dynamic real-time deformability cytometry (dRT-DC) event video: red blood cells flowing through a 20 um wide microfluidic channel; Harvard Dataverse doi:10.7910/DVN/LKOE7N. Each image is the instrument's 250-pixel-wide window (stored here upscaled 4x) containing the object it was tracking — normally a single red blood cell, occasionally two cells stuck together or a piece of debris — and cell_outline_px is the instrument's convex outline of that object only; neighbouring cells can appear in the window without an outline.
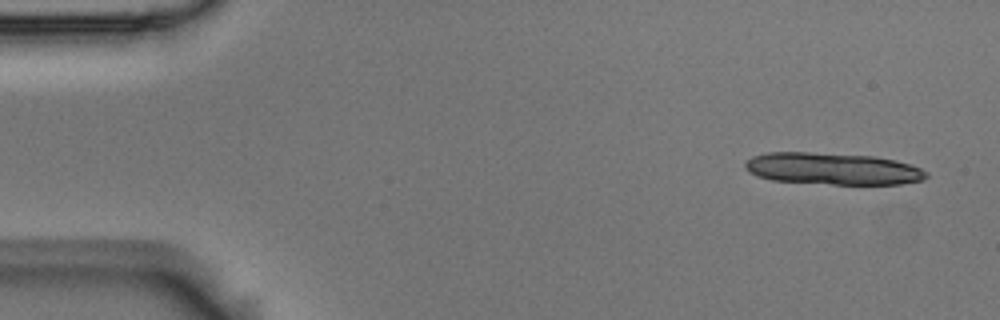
{"species": "Egyptian fruit bat (a non-hibernating species)", "species_latin": "Rousettus aegyptiacus", "temperature_condition": "room temperature", "stored_images_in_passage": 8, "camera_frame_rate_fps": 3000, "um_per_image_px": 0.085, "animal": {"sex": "male"}, "frame": {"image": 1, "passage_image": 1, "time_ms": 0.0, "image_size_px": [1000, 320], "cell_outline_px": [[928, 176], [924, 180], [900, 184], [832, 184], [772, 180], [756, 176], [748, 172], [744, 168], [744, 160], [752, 156], [768, 152], [808, 152], [876, 156], [896, 160], [920, 168], [928, 172]], "centroid_in_image_um": [70.74, 14.34], "position_along_channel_um": 14.3, "area_um2": 33.93}}
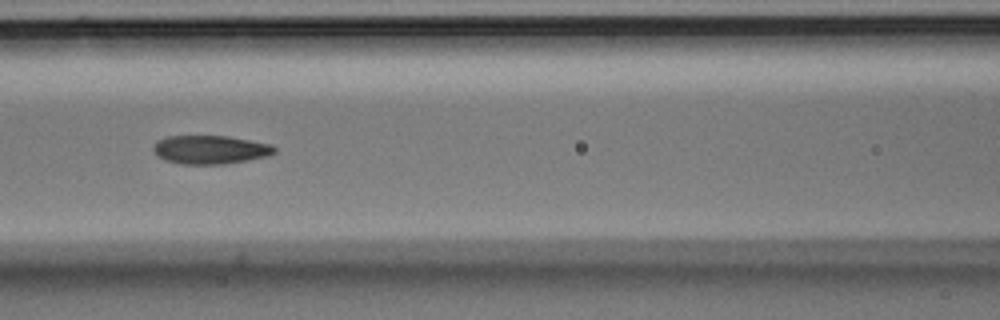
{"frame": {"image": 2, "passage_image": 7, "time_ms": 2.0, "image_size_px": [1000, 320], "cell_outline_px": [[276, 152], [268, 156], [224, 164], [180, 164], [164, 160], [156, 156], [152, 148], [152, 144], [156, 140], [168, 136], [228, 136], [272, 144], [276, 148]], "centroid_in_image_um": [17.83, 12.72], "position_along_channel_um": 148.8, "area_um2": 20.4}}
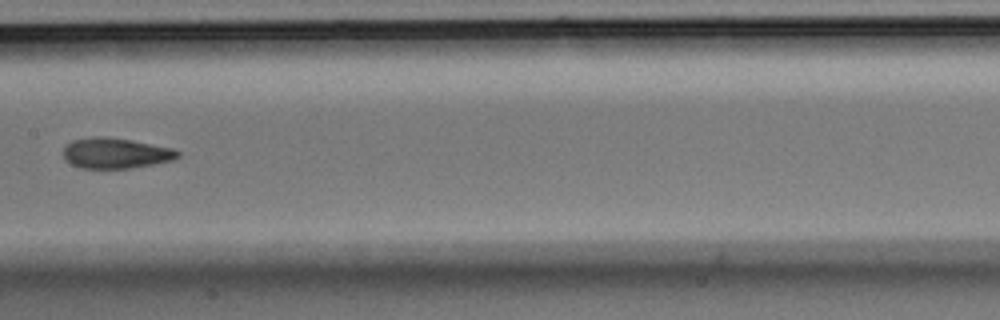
{"frame": {"image": 3, "passage_image": 8, "time_ms": 2.333, "image_size_px": [1000, 320], "cell_outline_px": [[180, 156], [172, 160], [156, 164], [132, 168], [80, 168], [64, 160], [64, 148], [72, 140], [92, 136], [104, 136], [132, 140], [172, 148], [180, 152]], "centroid_in_image_um": [9.83, 13.02], "position_along_channel_um": 197.6, "area_um2": 20.46}}